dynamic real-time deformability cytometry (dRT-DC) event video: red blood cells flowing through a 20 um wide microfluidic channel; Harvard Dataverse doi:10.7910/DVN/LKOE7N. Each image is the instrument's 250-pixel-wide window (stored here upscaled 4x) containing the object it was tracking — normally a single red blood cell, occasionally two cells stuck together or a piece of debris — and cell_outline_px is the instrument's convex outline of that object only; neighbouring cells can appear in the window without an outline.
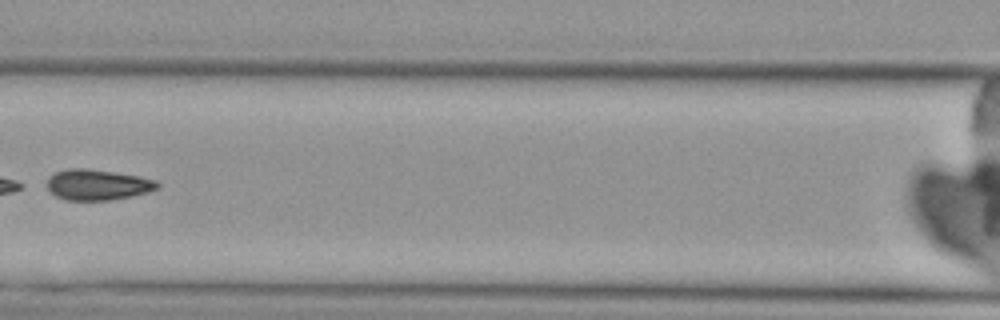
{"species": "Egyptian fruit bat (a non-hibernating species)", "species_latin": "Rousettus aegyptiacus", "temperature_condition": "cold", "stored_images_in_passage": 8, "camera_frame_rate_fps": 3000, "um_per_image_px": 0.085, "animal": {"sex": "female"}, "frame": {"image": 1, "passage_image": 7, "time_ms": 7.333, "image_size_px": [1000, 320], "cell_outline_px": [[160, 188], [148, 192], [132, 196], [108, 200], [64, 200], [56, 196], [48, 188], [48, 176], [56, 172], [68, 168], [88, 168], [140, 176], [156, 180], [160, 184]], "centroid_in_image_um": [8.32, 15.69], "position_along_channel_um": 158.3, "area_um2": 19.83}}
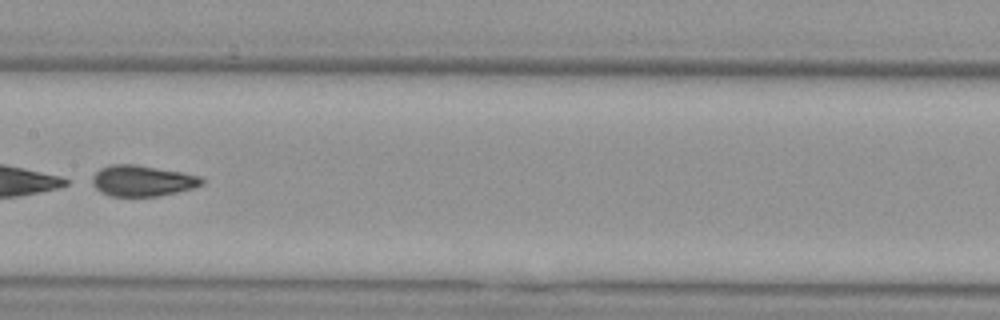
{"frame": {"image": 2, "passage_image": 8, "time_ms": 8.333, "image_size_px": [1000, 320], "cell_outline_px": [[204, 184], [196, 188], [160, 196], [112, 196], [100, 192], [92, 184], [92, 176], [100, 168], [108, 164], [136, 164], [184, 172], [200, 176], [204, 180]], "centroid_in_image_um": [12.13, 15.36], "position_along_channel_um": 195.3, "area_um2": 20.11}}